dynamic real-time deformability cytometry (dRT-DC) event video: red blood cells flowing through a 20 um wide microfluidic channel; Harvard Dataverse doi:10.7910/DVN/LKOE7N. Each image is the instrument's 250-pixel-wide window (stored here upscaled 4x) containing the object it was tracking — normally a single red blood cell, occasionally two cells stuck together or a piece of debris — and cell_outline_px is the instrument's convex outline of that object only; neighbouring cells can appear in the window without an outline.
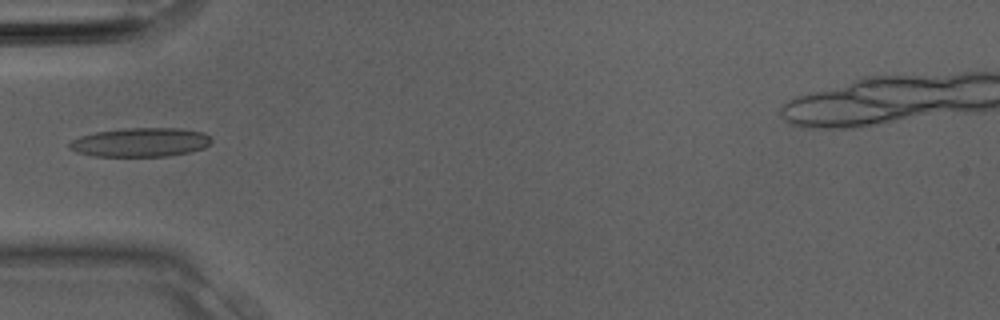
{"species": "Egyptian fruit bat (a non-hibernating species)", "species_latin": "Rousettus aegyptiacus", "temperature_condition": "room temperature", "stored_images_in_passage": 18, "camera_frame_rate_fps": 3000, "um_per_image_px": 0.085, "animal": {"sex": "male"}, "frame": {"image": 1, "passage_image": 11, "time_ms": 3.333, "image_size_px": [1000, 320], "cell_outline_px": [[212, 140], [204, 148], [188, 152], [164, 156], [92, 156], [76, 152], [68, 148], [68, 144], [72, 140], [80, 136], [96, 132], [124, 128], [180, 128], [204, 132]], "centroid_in_image_um": [11.91, 12.09], "position_along_channel_um": 73.1, "area_um2": 23.93}}